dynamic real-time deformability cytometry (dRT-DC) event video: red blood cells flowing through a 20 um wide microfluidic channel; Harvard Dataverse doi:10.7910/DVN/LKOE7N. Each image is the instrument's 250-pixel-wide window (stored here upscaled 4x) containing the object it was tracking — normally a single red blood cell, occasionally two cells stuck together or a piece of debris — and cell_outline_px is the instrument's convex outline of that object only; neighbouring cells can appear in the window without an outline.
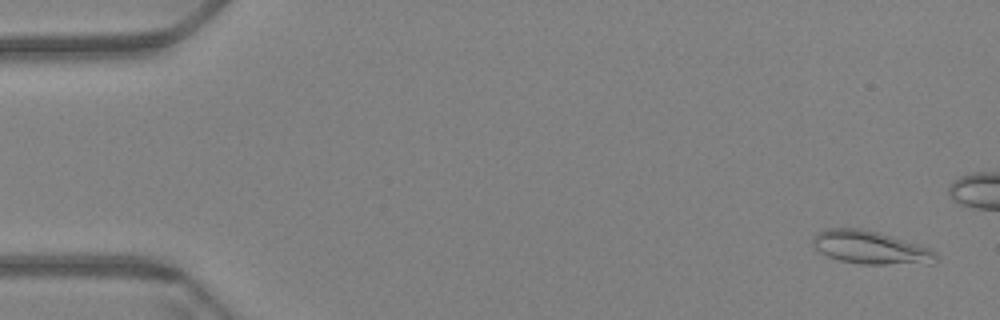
{"species": "Egyptian fruit bat (a non-hibernating species)", "species_latin": "Rousettus aegyptiacus", "temperature_condition": "warm", "stored_images_in_passage": 17, "camera_frame_rate_fps": 3000, "um_per_image_px": 0.085, "animal": {"sex": "female"}, "frame": {"image": 1, "passage_image": 3, "time_ms": 0.667, "image_size_px": [1000, 320], "cell_outline_px": [[940, 260], [932, 264], [860, 264], [840, 260], [828, 256], [820, 252], [812, 244], [812, 236], [816, 232], [824, 228], [860, 228], [880, 232], [928, 248], [936, 252], [940, 256]], "centroid_in_image_um": [74.01, 21.04], "position_along_channel_um": 11.0, "area_um2": 24.1}}